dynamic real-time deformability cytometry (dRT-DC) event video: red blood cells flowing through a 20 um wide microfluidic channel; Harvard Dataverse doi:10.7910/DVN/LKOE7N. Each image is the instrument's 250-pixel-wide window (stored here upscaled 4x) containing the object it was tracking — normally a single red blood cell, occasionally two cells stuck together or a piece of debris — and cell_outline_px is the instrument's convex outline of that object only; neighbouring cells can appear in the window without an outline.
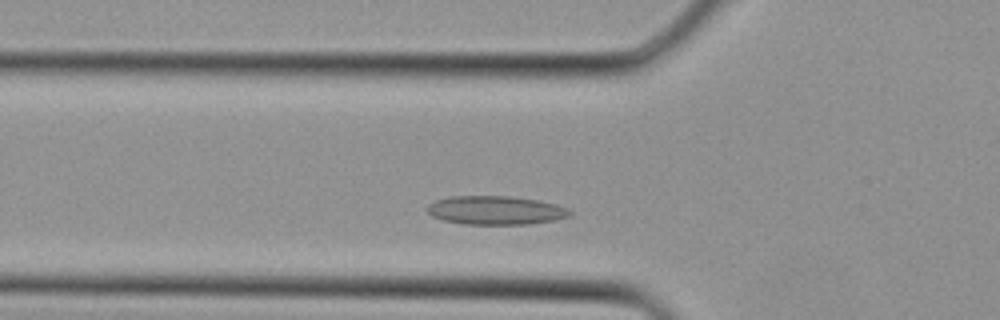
{"species": "Egyptian fruit bat (a non-hibernating species)", "species_latin": "Rousettus aegyptiacus", "temperature_condition": "cold", "stored_images_in_passage": 27, "camera_frame_rate_fps": 3000, "um_per_image_px": 0.085, "animal": {"sex": "female"}, "frame": {"image": 1, "passage_image": 4, "time_ms": 1.0, "image_size_px": [1000, 320], "cell_outline_px": [[572, 216], [556, 220], [528, 224], [464, 224], [444, 220], [432, 216], [428, 212], [428, 204], [436, 200], [448, 196], [512, 196], [536, 200], [556, 204], [568, 208], [572, 212]], "centroid_in_image_um": [42.16, 17.87], "position_along_channel_um": 83.6, "area_um2": 23.93}}
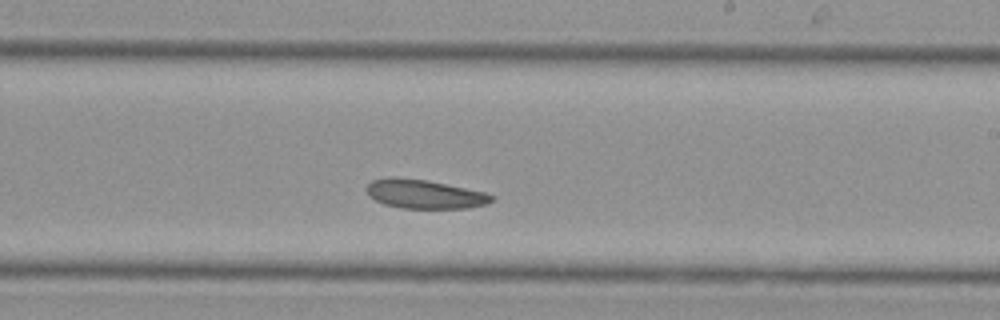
{"frame": {"image": 2, "passage_image": 13, "time_ms": 4.0, "image_size_px": [1000, 320], "cell_outline_px": [[496, 200], [488, 204], [468, 208], [400, 208], [384, 204], [368, 196], [364, 188], [372, 180], [392, 176], [428, 180], [484, 192], [496, 196]], "centroid_in_image_um": [36.09, 16.49], "position_along_channel_um": 252.9, "area_um2": 21.39}}
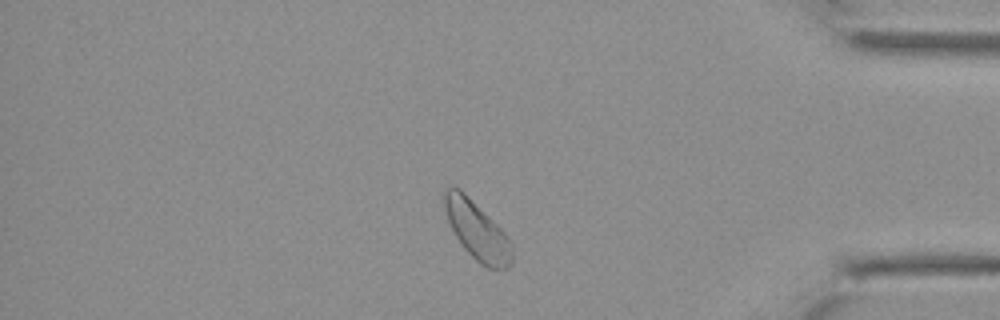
{"frame": {"image": 3, "passage_image": 22, "time_ms": 7.0, "image_size_px": [1000, 320], "cell_outline_px": [[512, 264], [508, 268], [488, 268], [480, 264], [464, 248], [456, 236], [448, 220], [444, 208], [444, 188], [452, 184], [460, 188], [508, 236], [512, 244]], "centroid_in_image_um": [40.54, 19.58], "position_along_channel_um": 394.7, "area_um2": 22.77}}